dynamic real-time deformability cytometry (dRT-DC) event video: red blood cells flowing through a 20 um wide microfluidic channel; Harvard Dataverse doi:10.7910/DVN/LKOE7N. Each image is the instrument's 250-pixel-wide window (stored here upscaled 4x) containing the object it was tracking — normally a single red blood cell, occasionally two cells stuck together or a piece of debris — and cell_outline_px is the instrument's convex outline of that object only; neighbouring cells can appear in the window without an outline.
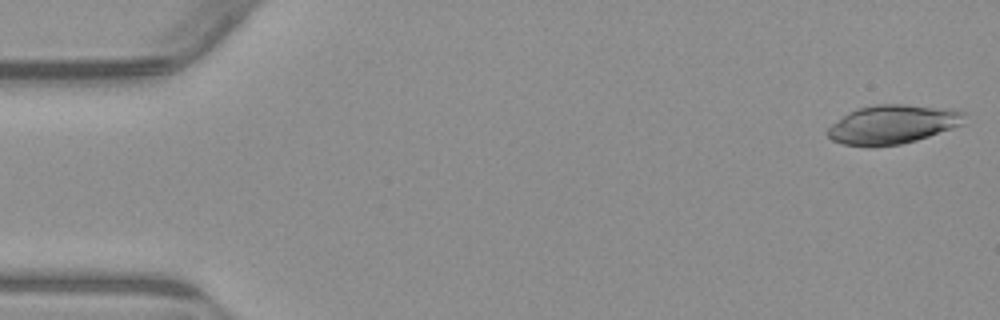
{"species": "common noctule bat (a hibernating species)", "species_latin": "Nyctalus noctula", "temperature_condition": "warm", "stored_images_in_passage": 53, "camera_frame_rate_fps": 3000, "um_per_image_px": 0.085, "animal": {"sex": "male", "body_mass_g": 23.1, "forearm_length_mm": 52.7}, "frame": {"image": 1, "passage_image": 1, "time_ms": 0.0, "image_size_px": [1000, 320], "cell_outline_px": [[964, 124], [916, 140], [900, 144], [872, 148], [844, 144], [832, 140], [828, 136], [828, 128], [832, 124], [848, 112], [860, 108], [880, 104], [904, 104], [964, 112]], "centroid_in_image_um": [75.81, 10.6], "position_along_channel_um": 9.2, "area_um2": 30.58}}